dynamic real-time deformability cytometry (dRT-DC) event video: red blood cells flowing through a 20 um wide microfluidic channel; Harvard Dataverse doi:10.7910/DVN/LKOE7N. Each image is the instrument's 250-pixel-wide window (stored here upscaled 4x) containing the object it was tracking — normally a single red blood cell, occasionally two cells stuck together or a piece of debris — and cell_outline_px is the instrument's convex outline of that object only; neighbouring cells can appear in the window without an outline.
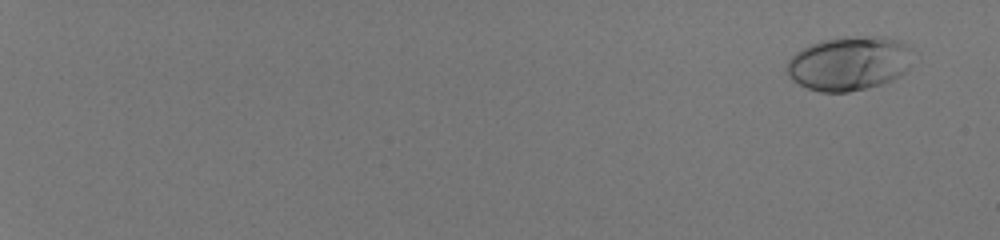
{"species": "human", "species_latin": "Homo sapiens", "temperature_condition": "room temperature", "stored_images_in_passage": 56, "camera_frame_rate_fps": 3000, "um_per_image_px": 0.085, "donor": {"sex": "male"}, "frame": {"image": 1, "passage_image": 4, "time_ms": 1.0, "image_size_px": [1000, 240], "cell_outline_px": [[912, 48], [908, 68], [900, 76], [892, 80], [868, 88], [848, 92], [820, 92], [808, 88], [792, 80], [788, 76], [788, 60], [796, 52], [808, 44], [824, 40], [844, 36], [884, 36], [900, 40], [908, 44]], "centroid_in_image_um": [72.19, 5.37], "position_along_channel_um": 12.8, "area_um2": 40.0}}
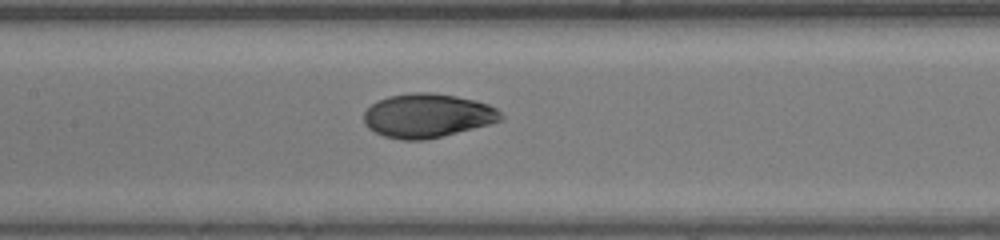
{"frame": {"image": 2, "passage_image": 34, "time_ms": 11.0, "image_size_px": [1000, 240], "cell_outline_px": [[504, 120], [492, 124], [424, 140], [400, 140], [384, 136], [368, 128], [364, 124], [364, 112], [372, 104], [388, 96], [412, 92], [432, 92], [456, 96], [476, 100], [488, 104], [496, 108], [504, 116]], "centroid_in_image_um": [36.36, 9.83], "position_along_channel_um": 171.0, "area_um2": 35.26}}
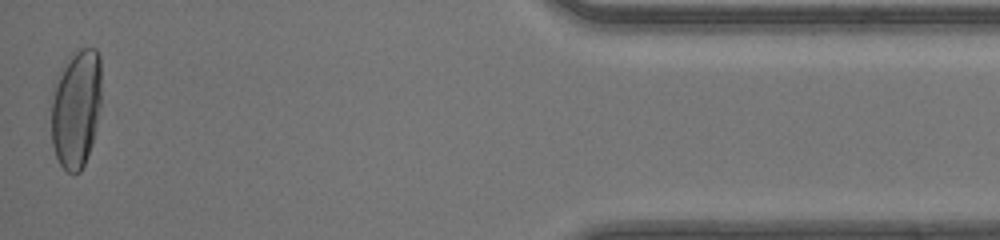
{"frame": {"image": 3, "passage_image": 56, "time_ms": 18.333, "image_size_px": [1000, 240], "cell_outline_px": [[100, 104], [92, 144], [88, 156], [80, 172], [72, 176], [60, 164], [56, 156], [52, 144], [52, 84], [64, 60], [72, 52], [80, 48], [96, 48], [100, 56]], "centroid_in_image_um": [6.44, 9.18], "position_along_channel_um": 428.8, "area_um2": 35.32}, "authors_computed_cell_mechanics": {"area_um2": 35.2869, "velocity_mm_per_s": 4.2006, "shape_relaxation_time_tau1_ms": 4.4177, "shape_relaxation_time_tau2_ms": null, "deformation_change_tau1": 0.2241, "deformation_change_tau2": null}}